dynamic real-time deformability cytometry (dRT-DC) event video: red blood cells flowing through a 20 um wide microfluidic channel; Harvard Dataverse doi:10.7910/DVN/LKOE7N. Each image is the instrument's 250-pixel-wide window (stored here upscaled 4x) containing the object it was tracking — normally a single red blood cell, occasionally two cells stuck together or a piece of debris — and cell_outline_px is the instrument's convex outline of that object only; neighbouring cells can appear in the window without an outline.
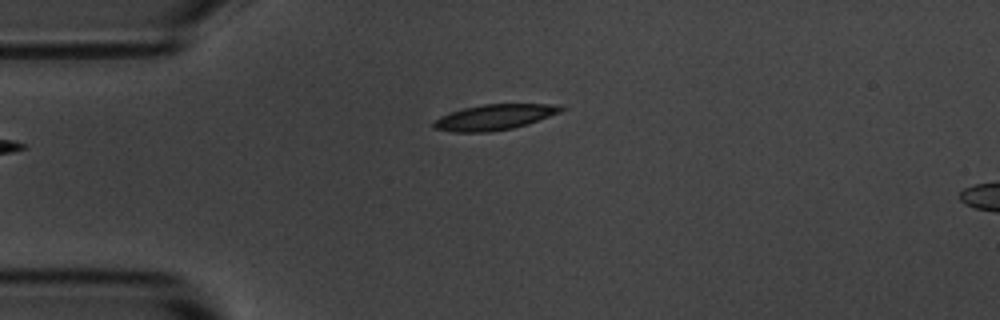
{"species": "common noctule bat (a hibernating species)", "species_latin": "Nyctalus noctula", "temperature_condition": "room temperature", "stored_images_in_passage": 6, "camera_frame_rate_fps": 3000, "um_per_image_px": 0.085, "animal": {"sex": "male", "body_mass_g": 20.1, "forearm_length_mm": 53.5}, "frame": {"image": 1, "passage_image": 1, "time_ms": 0.0, "image_size_px": [1000, 320], "cell_outline_px": [[568, 108], [560, 112], [528, 124], [512, 128], [492, 132], [456, 132], [432, 128], [432, 120], [440, 116], [464, 108], [484, 104], [552, 104]], "centroid_in_image_um": [42.0, 9.96], "position_along_channel_um": 43.0, "area_um2": 18.96}}
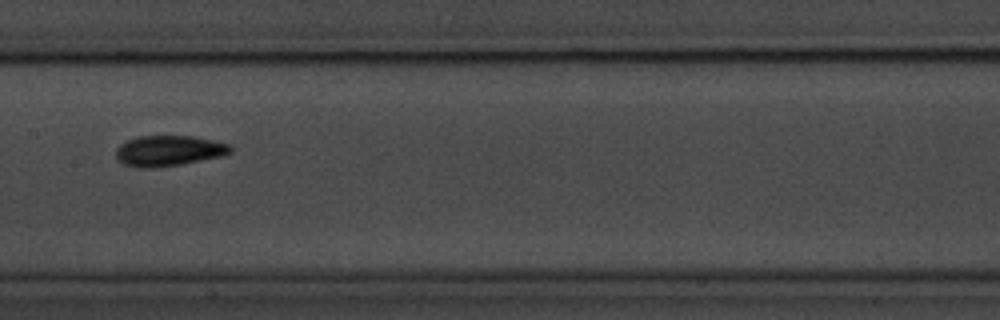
{"frame": {"image": 2, "passage_image": 5, "time_ms": 4.667, "image_size_px": [1000, 320], "cell_outline_px": [[232, 152], [224, 156], [180, 164], [152, 168], [144, 168], [124, 164], [116, 160], [116, 148], [120, 144], [136, 136], [192, 136], [212, 140], [228, 144], [232, 148]], "centroid_in_image_um": [14.33, 12.81], "position_along_channel_um": 193.1, "area_um2": 20.4}}
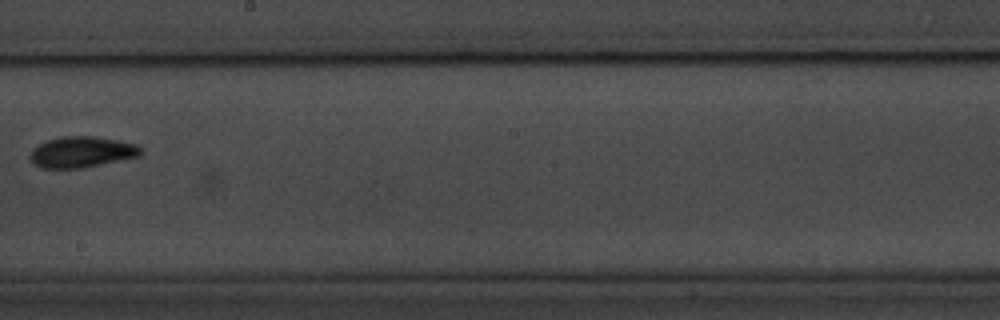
{"frame": {"image": 3, "passage_image": 6, "time_ms": 6.0, "image_size_px": [1000, 320], "cell_outline_px": [[144, 152], [140, 156], [80, 168], [40, 168], [32, 164], [28, 156], [40, 144], [48, 140], [60, 136], [92, 136], [140, 144]], "centroid_in_image_um": [6.97, 12.92], "position_along_channel_um": 241.2, "area_um2": 20.0}}